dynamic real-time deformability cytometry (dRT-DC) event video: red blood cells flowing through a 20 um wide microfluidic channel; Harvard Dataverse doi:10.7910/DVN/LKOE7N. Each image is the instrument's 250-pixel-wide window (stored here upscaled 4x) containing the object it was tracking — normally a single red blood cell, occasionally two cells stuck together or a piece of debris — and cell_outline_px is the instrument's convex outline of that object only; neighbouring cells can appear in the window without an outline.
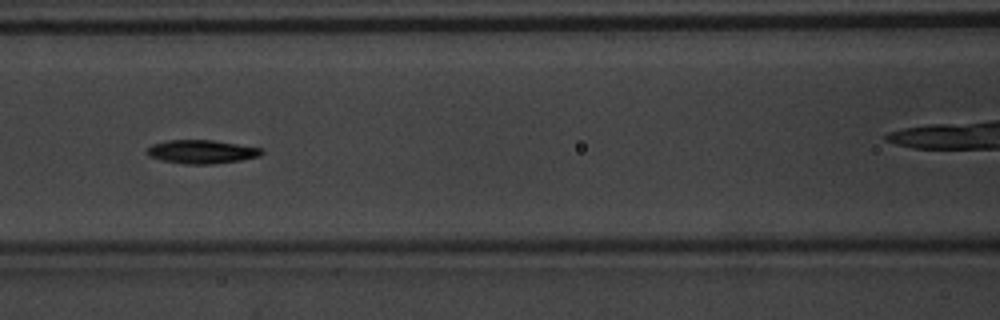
{"species": "common noctule bat (a hibernating species)", "species_latin": "Nyctalus noctula", "temperature_condition": "warm", "stored_images_in_passage": 48, "camera_frame_rate_fps": 3000, "um_per_image_px": 0.085, "animal": {"sex": "male", "body_mass_g": 20.1, "forearm_length_mm": 53.5}, "frame": {"image": 1, "passage_image": 19, "time_ms": 6.0, "image_size_px": [1000, 320], "cell_outline_px": [[264, 152], [260, 156], [240, 160], [212, 164], [184, 164], [164, 160], [148, 156], [148, 148], [152, 144], [168, 140], [212, 140], [260, 148]], "centroid_in_image_um": [17.14, 12.9], "position_along_channel_um": 149.5, "area_um2": 15.49}}
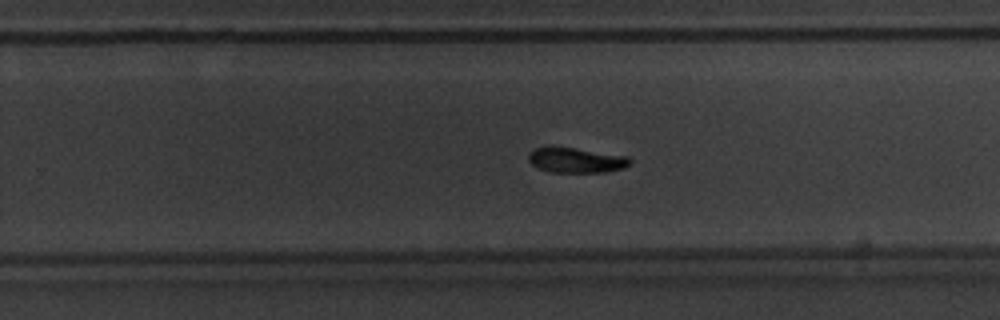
{"frame": {"image": 2, "passage_image": 29, "time_ms": 9.333, "image_size_px": [1000, 320], "cell_outline_px": [[632, 160], [624, 168], [604, 172], [552, 172], [540, 168], [532, 164], [528, 160], [528, 156], [536, 148], [552, 144], [628, 156]], "centroid_in_image_um": [48.96, 13.58], "position_along_channel_um": 280.8, "area_um2": 15.09}}
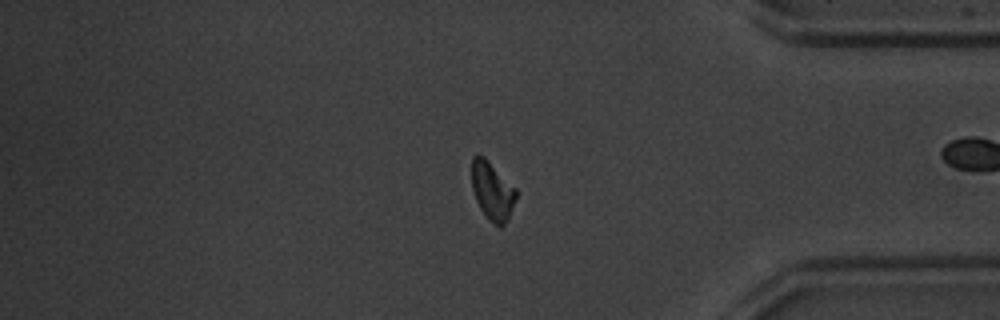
{"frame": {"image": 3, "passage_image": 39, "time_ms": 12.667, "image_size_px": [1000, 320], "cell_outline_px": [[516, 200], [508, 220], [500, 228], [492, 224], [480, 208], [476, 200], [472, 188], [472, 156], [476, 152], [484, 156], [516, 188]], "centroid_in_image_um": [41.84, 16.23], "position_along_channel_um": 393.4, "area_um2": 15.26}, "authors_computed_cell_mechanics": {"area_um2": 14.9413, "velocity_mm_per_s": 3.9529, "shape_relaxation_time_tau1_ms": 2.4289, "shape_relaxation_time_tau2_ms": null, "deformation_change_tau1": 0.1461, "deformation_change_tau2": null}}